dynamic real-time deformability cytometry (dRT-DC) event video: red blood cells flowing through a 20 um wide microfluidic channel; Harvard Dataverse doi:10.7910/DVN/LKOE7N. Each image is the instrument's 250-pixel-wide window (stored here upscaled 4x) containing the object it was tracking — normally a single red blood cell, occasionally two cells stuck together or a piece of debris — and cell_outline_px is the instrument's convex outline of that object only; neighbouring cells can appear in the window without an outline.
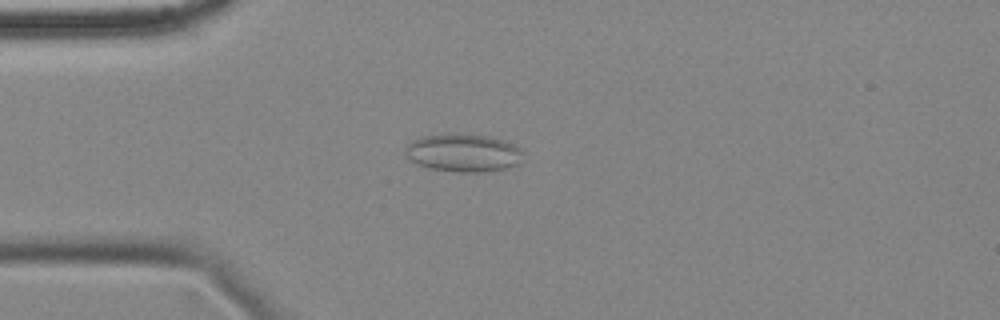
{"species": "common noctule bat (a hibernating species)", "species_latin": "Nyctalus noctula", "temperature_condition": "cold", "stored_images_in_passage": 56, "camera_frame_rate_fps": 3000, "um_per_image_px": 0.085, "animal": {"sex": "female", "body_mass_g": 18.4}, "frame": {"image": 1, "passage_image": 14, "time_ms": 4.333, "image_size_px": [1000, 320], "cell_outline_px": [[524, 152], [520, 164], [504, 168], [484, 172], [460, 172], [428, 168], [408, 160], [404, 152], [408, 144], [412, 140], [424, 136], [448, 132], [452, 132], [488, 136], [504, 140], [520, 148]], "centroid_in_image_um": [39.37, 12.97], "position_along_channel_um": 45.6, "area_um2": 26.47}}
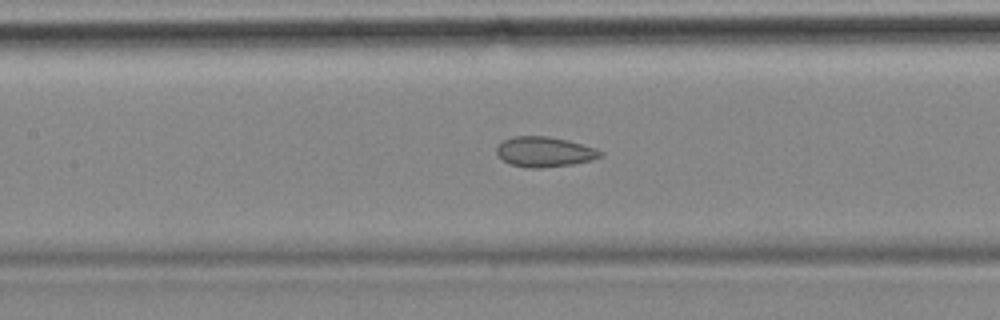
{"frame": {"image": 2, "passage_image": 25, "time_ms": 8.0, "image_size_px": [1000, 320], "cell_outline_px": [[604, 156], [592, 160], [572, 164], [540, 168], [528, 168], [508, 164], [496, 152], [496, 148], [504, 140], [512, 136], [548, 136], [568, 140], [596, 148], [604, 152]], "centroid_in_image_um": [46.31, 12.9], "position_along_channel_um": 161.1, "area_um2": 18.32}}
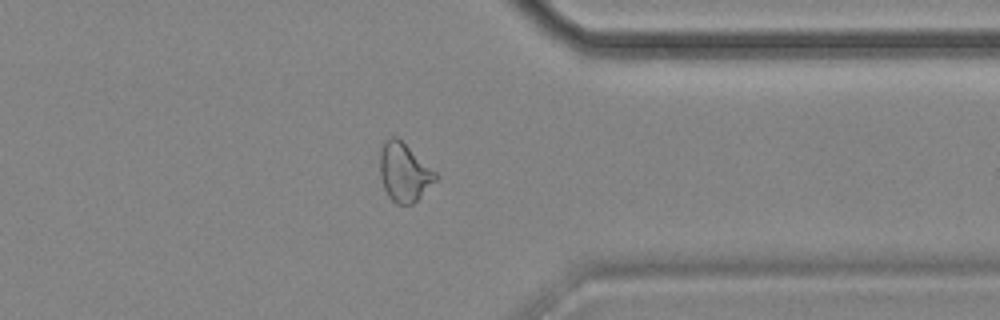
{"frame": {"image": 3, "passage_image": 44, "time_ms": 14.333, "image_size_px": [1000, 320], "cell_outline_px": [[440, 176], [412, 204], [396, 204], [388, 196], [384, 188], [380, 176], [380, 148], [384, 140], [388, 136], [396, 136], [436, 172]], "centroid_in_image_um": [34.32, 14.62], "position_along_channel_um": 377.1, "area_um2": 18.84}, "authors_computed_cell_mechanics": {"area_um2": 20.1722, "velocity_mm_per_s": 3.5213, "shape_relaxation_time_tau1_ms": null, "shape_relaxation_time_tau2_ms": 2.2337, "deformation_change_tau1": null, "deformation_change_tau2": 0.0924}}